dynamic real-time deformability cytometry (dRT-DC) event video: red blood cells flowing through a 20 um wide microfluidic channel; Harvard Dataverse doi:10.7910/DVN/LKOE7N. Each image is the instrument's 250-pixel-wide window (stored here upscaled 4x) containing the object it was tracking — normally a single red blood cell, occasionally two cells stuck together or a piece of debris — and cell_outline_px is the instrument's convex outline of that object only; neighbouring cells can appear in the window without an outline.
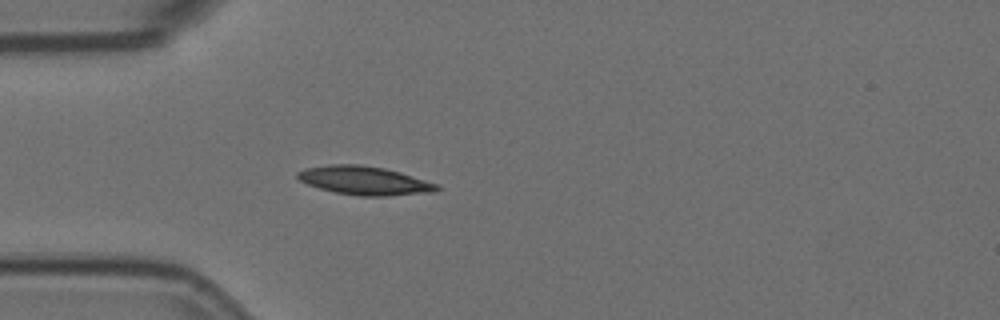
{"species": "Egyptian fruit bat (a non-hibernating species)", "species_latin": "Rousettus aegyptiacus", "temperature_condition": "room temperature", "stored_images_in_passage": 1, "camera_frame_rate_fps": 3000, "um_per_image_px": 0.085, "animal": {"sex": "female"}, "frame": {"image": 1, "passage_image": 1, "time_ms": 0.0, "image_size_px": [1000, 320], "cell_outline_px": [[440, 188], [436, 192], [388, 196], [360, 196], [336, 192], [320, 188], [308, 184], [300, 180], [296, 176], [296, 172], [304, 168], [328, 164], [360, 164], [384, 168], [400, 172], [440, 184]], "centroid_in_image_um": [31.01, 15.34], "position_along_channel_um": 54.0, "area_um2": 23.41}}